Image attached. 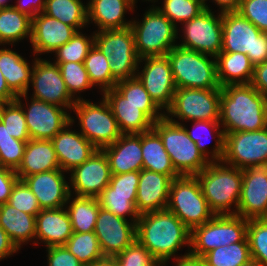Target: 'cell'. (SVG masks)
Segmentation results:
<instances>
[{
  "mask_svg": "<svg viewBox=\"0 0 267 266\" xmlns=\"http://www.w3.org/2000/svg\"><path fill=\"white\" fill-rule=\"evenodd\" d=\"M43 13L74 27L77 31L88 25L87 5L81 0H45Z\"/></svg>",
  "mask_w": 267,
  "mask_h": 266,
  "instance_id": "37",
  "label": "cell"
},
{
  "mask_svg": "<svg viewBox=\"0 0 267 266\" xmlns=\"http://www.w3.org/2000/svg\"><path fill=\"white\" fill-rule=\"evenodd\" d=\"M250 84L264 96L267 95V61L254 65Z\"/></svg>",
  "mask_w": 267,
  "mask_h": 266,
  "instance_id": "55",
  "label": "cell"
},
{
  "mask_svg": "<svg viewBox=\"0 0 267 266\" xmlns=\"http://www.w3.org/2000/svg\"><path fill=\"white\" fill-rule=\"evenodd\" d=\"M64 172L56 169L23 179L36 196L41 209H58L66 205L70 196V188Z\"/></svg>",
  "mask_w": 267,
  "mask_h": 266,
  "instance_id": "23",
  "label": "cell"
},
{
  "mask_svg": "<svg viewBox=\"0 0 267 266\" xmlns=\"http://www.w3.org/2000/svg\"><path fill=\"white\" fill-rule=\"evenodd\" d=\"M219 123L225 134L266 128V97L251 84L221 87Z\"/></svg>",
  "mask_w": 267,
  "mask_h": 266,
  "instance_id": "2",
  "label": "cell"
},
{
  "mask_svg": "<svg viewBox=\"0 0 267 266\" xmlns=\"http://www.w3.org/2000/svg\"><path fill=\"white\" fill-rule=\"evenodd\" d=\"M153 129L180 176H196L208 166L210 161L198 150L181 122L164 116L153 123Z\"/></svg>",
  "mask_w": 267,
  "mask_h": 266,
  "instance_id": "4",
  "label": "cell"
},
{
  "mask_svg": "<svg viewBox=\"0 0 267 266\" xmlns=\"http://www.w3.org/2000/svg\"><path fill=\"white\" fill-rule=\"evenodd\" d=\"M248 219L239 215H215L191 230L190 254L203 257L221 246L242 242L247 237Z\"/></svg>",
  "mask_w": 267,
  "mask_h": 266,
  "instance_id": "9",
  "label": "cell"
},
{
  "mask_svg": "<svg viewBox=\"0 0 267 266\" xmlns=\"http://www.w3.org/2000/svg\"><path fill=\"white\" fill-rule=\"evenodd\" d=\"M215 59L217 79L221 87L250 84L254 65L246 54L220 52Z\"/></svg>",
  "mask_w": 267,
  "mask_h": 266,
  "instance_id": "30",
  "label": "cell"
},
{
  "mask_svg": "<svg viewBox=\"0 0 267 266\" xmlns=\"http://www.w3.org/2000/svg\"><path fill=\"white\" fill-rule=\"evenodd\" d=\"M17 96L9 89L0 70V104L15 101Z\"/></svg>",
  "mask_w": 267,
  "mask_h": 266,
  "instance_id": "60",
  "label": "cell"
},
{
  "mask_svg": "<svg viewBox=\"0 0 267 266\" xmlns=\"http://www.w3.org/2000/svg\"><path fill=\"white\" fill-rule=\"evenodd\" d=\"M143 169L168 175L171 179L180 177L166 152L159 134L152 128L141 133Z\"/></svg>",
  "mask_w": 267,
  "mask_h": 266,
  "instance_id": "33",
  "label": "cell"
},
{
  "mask_svg": "<svg viewBox=\"0 0 267 266\" xmlns=\"http://www.w3.org/2000/svg\"><path fill=\"white\" fill-rule=\"evenodd\" d=\"M167 56L177 89H221L214 56L177 45L167 53Z\"/></svg>",
  "mask_w": 267,
  "mask_h": 266,
  "instance_id": "5",
  "label": "cell"
},
{
  "mask_svg": "<svg viewBox=\"0 0 267 266\" xmlns=\"http://www.w3.org/2000/svg\"><path fill=\"white\" fill-rule=\"evenodd\" d=\"M0 226L18 249L35 239L36 215L19 211L7 202L0 205Z\"/></svg>",
  "mask_w": 267,
  "mask_h": 266,
  "instance_id": "31",
  "label": "cell"
},
{
  "mask_svg": "<svg viewBox=\"0 0 267 266\" xmlns=\"http://www.w3.org/2000/svg\"><path fill=\"white\" fill-rule=\"evenodd\" d=\"M58 64L62 78L70 95L76 100H83V98L77 96L82 91L94 87L87 74L84 63L77 62H55ZM76 95V97H75Z\"/></svg>",
  "mask_w": 267,
  "mask_h": 266,
  "instance_id": "43",
  "label": "cell"
},
{
  "mask_svg": "<svg viewBox=\"0 0 267 266\" xmlns=\"http://www.w3.org/2000/svg\"><path fill=\"white\" fill-rule=\"evenodd\" d=\"M70 173V194L85 197L97 198L109 185L112 177L108 158L102 149H97L89 159L73 168Z\"/></svg>",
  "mask_w": 267,
  "mask_h": 266,
  "instance_id": "19",
  "label": "cell"
},
{
  "mask_svg": "<svg viewBox=\"0 0 267 266\" xmlns=\"http://www.w3.org/2000/svg\"><path fill=\"white\" fill-rule=\"evenodd\" d=\"M32 18L19 12L13 6L0 9V46L31 40Z\"/></svg>",
  "mask_w": 267,
  "mask_h": 266,
  "instance_id": "36",
  "label": "cell"
},
{
  "mask_svg": "<svg viewBox=\"0 0 267 266\" xmlns=\"http://www.w3.org/2000/svg\"><path fill=\"white\" fill-rule=\"evenodd\" d=\"M101 99L99 105L83 99L72 107L79 119L80 133L97 149L113 144L122 135L109 104Z\"/></svg>",
  "mask_w": 267,
  "mask_h": 266,
  "instance_id": "11",
  "label": "cell"
},
{
  "mask_svg": "<svg viewBox=\"0 0 267 266\" xmlns=\"http://www.w3.org/2000/svg\"><path fill=\"white\" fill-rule=\"evenodd\" d=\"M56 169H60V166L52 141L30 139L15 172L19 180H23L27 176Z\"/></svg>",
  "mask_w": 267,
  "mask_h": 266,
  "instance_id": "29",
  "label": "cell"
},
{
  "mask_svg": "<svg viewBox=\"0 0 267 266\" xmlns=\"http://www.w3.org/2000/svg\"><path fill=\"white\" fill-rule=\"evenodd\" d=\"M133 1H134L135 4L137 3L136 2L137 0H133ZM145 1H151V2H154V3L156 2V0H145Z\"/></svg>",
  "mask_w": 267,
  "mask_h": 266,
  "instance_id": "65",
  "label": "cell"
},
{
  "mask_svg": "<svg viewBox=\"0 0 267 266\" xmlns=\"http://www.w3.org/2000/svg\"><path fill=\"white\" fill-rule=\"evenodd\" d=\"M18 251L19 249L12 242L6 231L0 226V261Z\"/></svg>",
  "mask_w": 267,
  "mask_h": 266,
  "instance_id": "57",
  "label": "cell"
},
{
  "mask_svg": "<svg viewBox=\"0 0 267 266\" xmlns=\"http://www.w3.org/2000/svg\"><path fill=\"white\" fill-rule=\"evenodd\" d=\"M94 44L108 57L112 76L117 80L136 77L139 56L131 27L95 31Z\"/></svg>",
  "mask_w": 267,
  "mask_h": 266,
  "instance_id": "10",
  "label": "cell"
},
{
  "mask_svg": "<svg viewBox=\"0 0 267 266\" xmlns=\"http://www.w3.org/2000/svg\"><path fill=\"white\" fill-rule=\"evenodd\" d=\"M22 97L26 99L27 105L22 103ZM27 97L28 93L18 95L16 101L22 105L30 139L52 140L57 133L71 122V115L65 111L66 108L32 97L28 106Z\"/></svg>",
  "mask_w": 267,
  "mask_h": 266,
  "instance_id": "15",
  "label": "cell"
},
{
  "mask_svg": "<svg viewBox=\"0 0 267 266\" xmlns=\"http://www.w3.org/2000/svg\"><path fill=\"white\" fill-rule=\"evenodd\" d=\"M112 174L143 169L141 134H122L113 144L102 148Z\"/></svg>",
  "mask_w": 267,
  "mask_h": 266,
  "instance_id": "26",
  "label": "cell"
},
{
  "mask_svg": "<svg viewBox=\"0 0 267 266\" xmlns=\"http://www.w3.org/2000/svg\"><path fill=\"white\" fill-rule=\"evenodd\" d=\"M190 237L191 230L167 209L140 214L136 222V240L159 262L177 259L176 252L183 245H187L190 252Z\"/></svg>",
  "mask_w": 267,
  "mask_h": 266,
  "instance_id": "1",
  "label": "cell"
},
{
  "mask_svg": "<svg viewBox=\"0 0 267 266\" xmlns=\"http://www.w3.org/2000/svg\"><path fill=\"white\" fill-rule=\"evenodd\" d=\"M16 3L13 7L31 18L42 13L45 7V0H18Z\"/></svg>",
  "mask_w": 267,
  "mask_h": 266,
  "instance_id": "56",
  "label": "cell"
},
{
  "mask_svg": "<svg viewBox=\"0 0 267 266\" xmlns=\"http://www.w3.org/2000/svg\"><path fill=\"white\" fill-rule=\"evenodd\" d=\"M71 196L70 194L65 209L69 215L73 232L94 231L100 209L98 198L74 195L75 197L72 199Z\"/></svg>",
  "mask_w": 267,
  "mask_h": 266,
  "instance_id": "34",
  "label": "cell"
},
{
  "mask_svg": "<svg viewBox=\"0 0 267 266\" xmlns=\"http://www.w3.org/2000/svg\"><path fill=\"white\" fill-rule=\"evenodd\" d=\"M94 233L104 257H114L136 240V223L100 207Z\"/></svg>",
  "mask_w": 267,
  "mask_h": 266,
  "instance_id": "20",
  "label": "cell"
},
{
  "mask_svg": "<svg viewBox=\"0 0 267 266\" xmlns=\"http://www.w3.org/2000/svg\"><path fill=\"white\" fill-rule=\"evenodd\" d=\"M8 0H0V9L11 7L13 5L7 3Z\"/></svg>",
  "mask_w": 267,
  "mask_h": 266,
  "instance_id": "62",
  "label": "cell"
},
{
  "mask_svg": "<svg viewBox=\"0 0 267 266\" xmlns=\"http://www.w3.org/2000/svg\"><path fill=\"white\" fill-rule=\"evenodd\" d=\"M7 203L30 215H37L41 211L36 196L23 180L15 183Z\"/></svg>",
  "mask_w": 267,
  "mask_h": 266,
  "instance_id": "49",
  "label": "cell"
},
{
  "mask_svg": "<svg viewBox=\"0 0 267 266\" xmlns=\"http://www.w3.org/2000/svg\"><path fill=\"white\" fill-rule=\"evenodd\" d=\"M143 61V69L141 72L137 70L136 77L155 103L162 110H167L173 102L177 89L168 56L145 57L139 60L138 65L142 64Z\"/></svg>",
  "mask_w": 267,
  "mask_h": 266,
  "instance_id": "18",
  "label": "cell"
},
{
  "mask_svg": "<svg viewBox=\"0 0 267 266\" xmlns=\"http://www.w3.org/2000/svg\"><path fill=\"white\" fill-rule=\"evenodd\" d=\"M156 7L176 27L177 23L190 21L205 10L202 0H163L161 7Z\"/></svg>",
  "mask_w": 267,
  "mask_h": 266,
  "instance_id": "42",
  "label": "cell"
},
{
  "mask_svg": "<svg viewBox=\"0 0 267 266\" xmlns=\"http://www.w3.org/2000/svg\"><path fill=\"white\" fill-rule=\"evenodd\" d=\"M136 197L137 194L112 193V187L108 185L97 198L102 209L123 219L129 216L131 221L136 223L140 217L135 206Z\"/></svg>",
  "mask_w": 267,
  "mask_h": 266,
  "instance_id": "40",
  "label": "cell"
},
{
  "mask_svg": "<svg viewBox=\"0 0 267 266\" xmlns=\"http://www.w3.org/2000/svg\"><path fill=\"white\" fill-rule=\"evenodd\" d=\"M26 144L10 136L0 120V166L16 171L22 162Z\"/></svg>",
  "mask_w": 267,
  "mask_h": 266,
  "instance_id": "46",
  "label": "cell"
},
{
  "mask_svg": "<svg viewBox=\"0 0 267 266\" xmlns=\"http://www.w3.org/2000/svg\"><path fill=\"white\" fill-rule=\"evenodd\" d=\"M73 118L74 116H71V122L51 140L60 169L65 172H70L73 168L81 165L97 150L79 131L70 130L75 123L74 120L77 119Z\"/></svg>",
  "mask_w": 267,
  "mask_h": 266,
  "instance_id": "24",
  "label": "cell"
},
{
  "mask_svg": "<svg viewBox=\"0 0 267 266\" xmlns=\"http://www.w3.org/2000/svg\"><path fill=\"white\" fill-rule=\"evenodd\" d=\"M196 177L209 208L215 215L237 213L243 180L242 169L230 166L223 161H214L209 162ZM233 205L235 209L232 208Z\"/></svg>",
  "mask_w": 267,
  "mask_h": 266,
  "instance_id": "3",
  "label": "cell"
},
{
  "mask_svg": "<svg viewBox=\"0 0 267 266\" xmlns=\"http://www.w3.org/2000/svg\"><path fill=\"white\" fill-rule=\"evenodd\" d=\"M87 266H117L113 257H104Z\"/></svg>",
  "mask_w": 267,
  "mask_h": 266,
  "instance_id": "61",
  "label": "cell"
},
{
  "mask_svg": "<svg viewBox=\"0 0 267 266\" xmlns=\"http://www.w3.org/2000/svg\"><path fill=\"white\" fill-rule=\"evenodd\" d=\"M242 173L236 215L246 219L263 218L267 214V164L246 167Z\"/></svg>",
  "mask_w": 267,
  "mask_h": 266,
  "instance_id": "21",
  "label": "cell"
},
{
  "mask_svg": "<svg viewBox=\"0 0 267 266\" xmlns=\"http://www.w3.org/2000/svg\"><path fill=\"white\" fill-rule=\"evenodd\" d=\"M72 234V224L65 206L58 209H41L36 215L37 242L34 240V245L40 240V243L43 242L47 248L64 246Z\"/></svg>",
  "mask_w": 267,
  "mask_h": 266,
  "instance_id": "27",
  "label": "cell"
},
{
  "mask_svg": "<svg viewBox=\"0 0 267 266\" xmlns=\"http://www.w3.org/2000/svg\"><path fill=\"white\" fill-rule=\"evenodd\" d=\"M86 4L88 24L94 22L96 31L129 27L132 21L126 22L124 14L136 6L133 0H90Z\"/></svg>",
  "mask_w": 267,
  "mask_h": 266,
  "instance_id": "28",
  "label": "cell"
},
{
  "mask_svg": "<svg viewBox=\"0 0 267 266\" xmlns=\"http://www.w3.org/2000/svg\"><path fill=\"white\" fill-rule=\"evenodd\" d=\"M166 209L176 215L189 230L215 216L209 208L196 176H180L172 179Z\"/></svg>",
  "mask_w": 267,
  "mask_h": 266,
  "instance_id": "8",
  "label": "cell"
},
{
  "mask_svg": "<svg viewBox=\"0 0 267 266\" xmlns=\"http://www.w3.org/2000/svg\"><path fill=\"white\" fill-rule=\"evenodd\" d=\"M84 266L104 258L94 231L76 233L64 245Z\"/></svg>",
  "mask_w": 267,
  "mask_h": 266,
  "instance_id": "41",
  "label": "cell"
},
{
  "mask_svg": "<svg viewBox=\"0 0 267 266\" xmlns=\"http://www.w3.org/2000/svg\"><path fill=\"white\" fill-rule=\"evenodd\" d=\"M222 161L238 169L267 164V127L258 131L225 134Z\"/></svg>",
  "mask_w": 267,
  "mask_h": 266,
  "instance_id": "16",
  "label": "cell"
},
{
  "mask_svg": "<svg viewBox=\"0 0 267 266\" xmlns=\"http://www.w3.org/2000/svg\"><path fill=\"white\" fill-rule=\"evenodd\" d=\"M206 266H242L251 260L249 241L221 246L206 253L203 257Z\"/></svg>",
  "mask_w": 267,
  "mask_h": 266,
  "instance_id": "38",
  "label": "cell"
},
{
  "mask_svg": "<svg viewBox=\"0 0 267 266\" xmlns=\"http://www.w3.org/2000/svg\"><path fill=\"white\" fill-rule=\"evenodd\" d=\"M247 238L251 260L267 266V221L263 218L248 219Z\"/></svg>",
  "mask_w": 267,
  "mask_h": 266,
  "instance_id": "47",
  "label": "cell"
},
{
  "mask_svg": "<svg viewBox=\"0 0 267 266\" xmlns=\"http://www.w3.org/2000/svg\"><path fill=\"white\" fill-rule=\"evenodd\" d=\"M192 124V131H190L188 128H186L185 125L183 127L186 129V132L188 136L192 139L194 143H196V146L198 147V150L204 155L205 158H207L210 162L214 161H222L224 157V151H225V133L223 129H220V123L219 121H193ZM202 130L206 131V134H203L196 131ZM209 130V131H208ZM201 131V132H202ZM214 137L216 140L214 143L215 146L213 150H209L206 148V142L204 139H210V137ZM217 138V139H216ZM204 140V141H203ZM210 156V157H209Z\"/></svg>",
  "mask_w": 267,
  "mask_h": 266,
  "instance_id": "35",
  "label": "cell"
},
{
  "mask_svg": "<svg viewBox=\"0 0 267 266\" xmlns=\"http://www.w3.org/2000/svg\"><path fill=\"white\" fill-rule=\"evenodd\" d=\"M32 62L31 85L34 92L31 97L72 110L76 100L70 95L58 64L38 57Z\"/></svg>",
  "mask_w": 267,
  "mask_h": 266,
  "instance_id": "17",
  "label": "cell"
},
{
  "mask_svg": "<svg viewBox=\"0 0 267 266\" xmlns=\"http://www.w3.org/2000/svg\"><path fill=\"white\" fill-rule=\"evenodd\" d=\"M263 219L267 221V214L263 217Z\"/></svg>",
  "mask_w": 267,
  "mask_h": 266,
  "instance_id": "66",
  "label": "cell"
},
{
  "mask_svg": "<svg viewBox=\"0 0 267 266\" xmlns=\"http://www.w3.org/2000/svg\"><path fill=\"white\" fill-rule=\"evenodd\" d=\"M143 15L142 22L133 20L130 25L139 58L167 55L177 45L178 27L154 5Z\"/></svg>",
  "mask_w": 267,
  "mask_h": 266,
  "instance_id": "7",
  "label": "cell"
},
{
  "mask_svg": "<svg viewBox=\"0 0 267 266\" xmlns=\"http://www.w3.org/2000/svg\"><path fill=\"white\" fill-rule=\"evenodd\" d=\"M46 249L48 266H84L65 246Z\"/></svg>",
  "mask_w": 267,
  "mask_h": 266,
  "instance_id": "53",
  "label": "cell"
},
{
  "mask_svg": "<svg viewBox=\"0 0 267 266\" xmlns=\"http://www.w3.org/2000/svg\"><path fill=\"white\" fill-rule=\"evenodd\" d=\"M172 179L168 175L142 169L140 171L136 209L140 214L167 208Z\"/></svg>",
  "mask_w": 267,
  "mask_h": 266,
  "instance_id": "25",
  "label": "cell"
},
{
  "mask_svg": "<svg viewBox=\"0 0 267 266\" xmlns=\"http://www.w3.org/2000/svg\"><path fill=\"white\" fill-rule=\"evenodd\" d=\"M94 46V32L91 36H86L80 31L64 45L59 47L54 53V62H84L90 49Z\"/></svg>",
  "mask_w": 267,
  "mask_h": 266,
  "instance_id": "45",
  "label": "cell"
},
{
  "mask_svg": "<svg viewBox=\"0 0 267 266\" xmlns=\"http://www.w3.org/2000/svg\"><path fill=\"white\" fill-rule=\"evenodd\" d=\"M221 89H176L171 106L166 110L173 117L189 121H219ZM171 116V117H170Z\"/></svg>",
  "mask_w": 267,
  "mask_h": 266,
  "instance_id": "12",
  "label": "cell"
},
{
  "mask_svg": "<svg viewBox=\"0 0 267 266\" xmlns=\"http://www.w3.org/2000/svg\"><path fill=\"white\" fill-rule=\"evenodd\" d=\"M221 52L246 54L253 65L267 61V33L237 11L222 12Z\"/></svg>",
  "mask_w": 267,
  "mask_h": 266,
  "instance_id": "6",
  "label": "cell"
},
{
  "mask_svg": "<svg viewBox=\"0 0 267 266\" xmlns=\"http://www.w3.org/2000/svg\"><path fill=\"white\" fill-rule=\"evenodd\" d=\"M175 260V266H206L202 257L193 256L190 252L184 253Z\"/></svg>",
  "mask_w": 267,
  "mask_h": 266,
  "instance_id": "58",
  "label": "cell"
},
{
  "mask_svg": "<svg viewBox=\"0 0 267 266\" xmlns=\"http://www.w3.org/2000/svg\"><path fill=\"white\" fill-rule=\"evenodd\" d=\"M18 180L14 170L0 166V205L8 202L13 186Z\"/></svg>",
  "mask_w": 267,
  "mask_h": 266,
  "instance_id": "54",
  "label": "cell"
},
{
  "mask_svg": "<svg viewBox=\"0 0 267 266\" xmlns=\"http://www.w3.org/2000/svg\"><path fill=\"white\" fill-rule=\"evenodd\" d=\"M183 37L177 46L216 57L222 49V12L205 9L182 24Z\"/></svg>",
  "mask_w": 267,
  "mask_h": 266,
  "instance_id": "14",
  "label": "cell"
},
{
  "mask_svg": "<svg viewBox=\"0 0 267 266\" xmlns=\"http://www.w3.org/2000/svg\"><path fill=\"white\" fill-rule=\"evenodd\" d=\"M237 12L261 32L267 33V0H240Z\"/></svg>",
  "mask_w": 267,
  "mask_h": 266,
  "instance_id": "50",
  "label": "cell"
},
{
  "mask_svg": "<svg viewBox=\"0 0 267 266\" xmlns=\"http://www.w3.org/2000/svg\"><path fill=\"white\" fill-rule=\"evenodd\" d=\"M0 120L10 136L24 142L30 140L22 105L16 100L0 104Z\"/></svg>",
  "mask_w": 267,
  "mask_h": 266,
  "instance_id": "44",
  "label": "cell"
},
{
  "mask_svg": "<svg viewBox=\"0 0 267 266\" xmlns=\"http://www.w3.org/2000/svg\"><path fill=\"white\" fill-rule=\"evenodd\" d=\"M33 67L10 48L0 49V70L9 89L16 95L26 94L31 84Z\"/></svg>",
  "mask_w": 267,
  "mask_h": 266,
  "instance_id": "32",
  "label": "cell"
},
{
  "mask_svg": "<svg viewBox=\"0 0 267 266\" xmlns=\"http://www.w3.org/2000/svg\"><path fill=\"white\" fill-rule=\"evenodd\" d=\"M115 89L133 104H156L137 77L118 81Z\"/></svg>",
  "mask_w": 267,
  "mask_h": 266,
  "instance_id": "51",
  "label": "cell"
},
{
  "mask_svg": "<svg viewBox=\"0 0 267 266\" xmlns=\"http://www.w3.org/2000/svg\"><path fill=\"white\" fill-rule=\"evenodd\" d=\"M83 63L93 86H100L102 93L115 88L118 81L112 76L108 57L95 44Z\"/></svg>",
  "mask_w": 267,
  "mask_h": 266,
  "instance_id": "39",
  "label": "cell"
},
{
  "mask_svg": "<svg viewBox=\"0 0 267 266\" xmlns=\"http://www.w3.org/2000/svg\"><path fill=\"white\" fill-rule=\"evenodd\" d=\"M140 171L112 174L109 185L112 193L137 194Z\"/></svg>",
  "mask_w": 267,
  "mask_h": 266,
  "instance_id": "52",
  "label": "cell"
},
{
  "mask_svg": "<svg viewBox=\"0 0 267 266\" xmlns=\"http://www.w3.org/2000/svg\"><path fill=\"white\" fill-rule=\"evenodd\" d=\"M242 266H262L260 263L254 260H250L247 264H244Z\"/></svg>",
  "mask_w": 267,
  "mask_h": 266,
  "instance_id": "63",
  "label": "cell"
},
{
  "mask_svg": "<svg viewBox=\"0 0 267 266\" xmlns=\"http://www.w3.org/2000/svg\"><path fill=\"white\" fill-rule=\"evenodd\" d=\"M113 258L117 266H156L159 263L137 240Z\"/></svg>",
  "mask_w": 267,
  "mask_h": 266,
  "instance_id": "48",
  "label": "cell"
},
{
  "mask_svg": "<svg viewBox=\"0 0 267 266\" xmlns=\"http://www.w3.org/2000/svg\"><path fill=\"white\" fill-rule=\"evenodd\" d=\"M77 30L45 13L32 18L31 40L34 55L54 53L67 43Z\"/></svg>",
  "mask_w": 267,
  "mask_h": 266,
  "instance_id": "22",
  "label": "cell"
},
{
  "mask_svg": "<svg viewBox=\"0 0 267 266\" xmlns=\"http://www.w3.org/2000/svg\"><path fill=\"white\" fill-rule=\"evenodd\" d=\"M167 262H159L156 266H165Z\"/></svg>",
  "mask_w": 267,
  "mask_h": 266,
  "instance_id": "64",
  "label": "cell"
},
{
  "mask_svg": "<svg viewBox=\"0 0 267 266\" xmlns=\"http://www.w3.org/2000/svg\"><path fill=\"white\" fill-rule=\"evenodd\" d=\"M207 0H202L205 9H210L206 4ZM219 7V12L237 11L240 5V0H212Z\"/></svg>",
  "mask_w": 267,
  "mask_h": 266,
  "instance_id": "59",
  "label": "cell"
},
{
  "mask_svg": "<svg viewBox=\"0 0 267 266\" xmlns=\"http://www.w3.org/2000/svg\"><path fill=\"white\" fill-rule=\"evenodd\" d=\"M122 134H141L153 128V123L165 116L157 104L127 102L115 88L103 92ZM161 111V112H160Z\"/></svg>",
  "mask_w": 267,
  "mask_h": 266,
  "instance_id": "13",
  "label": "cell"
}]
</instances>
